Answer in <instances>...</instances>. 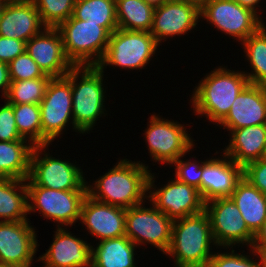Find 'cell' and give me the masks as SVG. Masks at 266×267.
<instances>
[{"instance_id": "6da1fadb", "label": "cell", "mask_w": 266, "mask_h": 267, "mask_svg": "<svg viewBox=\"0 0 266 267\" xmlns=\"http://www.w3.org/2000/svg\"><path fill=\"white\" fill-rule=\"evenodd\" d=\"M153 178L145 165L124 159L95 181L96 189L88 185L87 194L97 201L128 209L142 204L145 192L153 188Z\"/></svg>"}, {"instance_id": "7a4b0ae2", "label": "cell", "mask_w": 266, "mask_h": 267, "mask_svg": "<svg viewBox=\"0 0 266 267\" xmlns=\"http://www.w3.org/2000/svg\"><path fill=\"white\" fill-rule=\"evenodd\" d=\"M211 242L215 244L210 220L203 211L173 221L166 254L175 256L176 267H207L213 256L209 253Z\"/></svg>"}, {"instance_id": "3957f363", "label": "cell", "mask_w": 266, "mask_h": 267, "mask_svg": "<svg viewBox=\"0 0 266 267\" xmlns=\"http://www.w3.org/2000/svg\"><path fill=\"white\" fill-rule=\"evenodd\" d=\"M249 84L246 73L215 69L196 87L192 103L195 112L219 124L228 114L236 97Z\"/></svg>"}, {"instance_id": "277c9868", "label": "cell", "mask_w": 266, "mask_h": 267, "mask_svg": "<svg viewBox=\"0 0 266 267\" xmlns=\"http://www.w3.org/2000/svg\"><path fill=\"white\" fill-rule=\"evenodd\" d=\"M80 73L82 77L77 85ZM65 77L71 82L72 87L73 129L82 133L87 132L94 126L98 116L104 113L103 69L98 65L74 66Z\"/></svg>"}, {"instance_id": "5b68a950", "label": "cell", "mask_w": 266, "mask_h": 267, "mask_svg": "<svg viewBox=\"0 0 266 267\" xmlns=\"http://www.w3.org/2000/svg\"><path fill=\"white\" fill-rule=\"evenodd\" d=\"M57 29L62 37L65 54L74 66L99 65L111 35L104 27L71 16ZM92 56H96V59L92 60Z\"/></svg>"}, {"instance_id": "8992f818", "label": "cell", "mask_w": 266, "mask_h": 267, "mask_svg": "<svg viewBox=\"0 0 266 267\" xmlns=\"http://www.w3.org/2000/svg\"><path fill=\"white\" fill-rule=\"evenodd\" d=\"M158 45L150 32L118 28L110 35L106 53L98 66L101 69L105 64L128 69L143 68Z\"/></svg>"}, {"instance_id": "52a82bcc", "label": "cell", "mask_w": 266, "mask_h": 267, "mask_svg": "<svg viewBox=\"0 0 266 267\" xmlns=\"http://www.w3.org/2000/svg\"><path fill=\"white\" fill-rule=\"evenodd\" d=\"M46 145L34 146L31 160L30 172L26 179V186H42L55 190H87L81 169L69 162L54 159L47 153L43 158L39 151ZM40 157V158H39Z\"/></svg>"}, {"instance_id": "ba28073f", "label": "cell", "mask_w": 266, "mask_h": 267, "mask_svg": "<svg viewBox=\"0 0 266 267\" xmlns=\"http://www.w3.org/2000/svg\"><path fill=\"white\" fill-rule=\"evenodd\" d=\"M86 195L87 190H55L42 186H27V200L34 203L28 201V214L32 210H39L47 219H53L61 225H72L80 220L81 206Z\"/></svg>"}, {"instance_id": "9c48e42d", "label": "cell", "mask_w": 266, "mask_h": 267, "mask_svg": "<svg viewBox=\"0 0 266 267\" xmlns=\"http://www.w3.org/2000/svg\"><path fill=\"white\" fill-rule=\"evenodd\" d=\"M40 105L41 145H49L65 128L72 115L71 82L64 77L50 79Z\"/></svg>"}, {"instance_id": "30bf717a", "label": "cell", "mask_w": 266, "mask_h": 267, "mask_svg": "<svg viewBox=\"0 0 266 267\" xmlns=\"http://www.w3.org/2000/svg\"><path fill=\"white\" fill-rule=\"evenodd\" d=\"M173 220L155 207L140 205L126 209L125 235L136 245L149 242L166 253L171 242Z\"/></svg>"}, {"instance_id": "8fae6325", "label": "cell", "mask_w": 266, "mask_h": 267, "mask_svg": "<svg viewBox=\"0 0 266 267\" xmlns=\"http://www.w3.org/2000/svg\"><path fill=\"white\" fill-rule=\"evenodd\" d=\"M215 245L233 246L248 243L251 247L255 235L248 229L241 212L230 197L215 198L205 203Z\"/></svg>"}, {"instance_id": "7c38bea8", "label": "cell", "mask_w": 266, "mask_h": 267, "mask_svg": "<svg viewBox=\"0 0 266 267\" xmlns=\"http://www.w3.org/2000/svg\"><path fill=\"white\" fill-rule=\"evenodd\" d=\"M256 13L235 0H207L200 8V17L242 42L263 25Z\"/></svg>"}, {"instance_id": "4fadbf2b", "label": "cell", "mask_w": 266, "mask_h": 267, "mask_svg": "<svg viewBox=\"0 0 266 267\" xmlns=\"http://www.w3.org/2000/svg\"><path fill=\"white\" fill-rule=\"evenodd\" d=\"M146 140L150 156L162 163H173L193 147V141L185 132V127L170 120L152 115Z\"/></svg>"}, {"instance_id": "5bb4252c", "label": "cell", "mask_w": 266, "mask_h": 267, "mask_svg": "<svg viewBox=\"0 0 266 267\" xmlns=\"http://www.w3.org/2000/svg\"><path fill=\"white\" fill-rule=\"evenodd\" d=\"M152 205L173 221L202 213L205 202L197 188L175 179L148 196Z\"/></svg>"}, {"instance_id": "9a60e30c", "label": "cell", "mask_w": 266, "mask_h": 267, "mask_svg": "<svg viewBox=\"0 0 266 267\" xmlns=\"http://www.w3.org/2000/svg\"><path fill=\"white\" fill-rule=\"evenodd\" d=\"M26 42V52L48 76L64 77L74 67L67 58L57 28L46 27Z\"/></svg>"}, {"instance_id": "2e32d148", "label": "cell", "mask_w": 266, "mask_h": 267, "mask_svg": "<svg viewBox=\"0 0 266 267\" xmlns=\"http://www.w3.org/2000/svg\"><path fill=\"white\" fill-rule=\"evenodd\" d=\"M36 233L28 221H0V263L24 267L33 261Z\"/></svg>"}, {"instance_id": "e0dca14e", "label": "cell", "mask_w": 266, "mask_h": 267, "mask_svg": "<svg viewBox=\"0 0 266 267\" xmlns=\"http://www.w3.org/2000/svg\"><path fill=\"white\" fill-rule=\"evenodd\" d=\"M200 8L181 0H169L156 6L150 34L160 44L166 37L185 34L197 24Z\"/></svg>"}, {"instance_id": "ac0fdd59", "label": "cell", "mask_w": 266, "mask_h": 267, "mask_svg": "<svg viewBox=\"0 0 266 267\" xmlns=\"http://www.w3.org/2000/svg\"><path fill=\"white\" fill-rule=\"evenodd\" d=\"M80 220L101 240L125 236L126 209L85 196Z\"/></svg>"}, {"instance_id": "d6986e66", "label": "cell", "mask_w": 266, "mask_h": 267, "mask_svg": "<svg viewBox=\"0 0 266 267\" xmlns=\"http://www.w3.org/2000/svg\"><path fill=\"white\" fill-rule=\"evenodd\" d=\"M219 124L228 130L266 124V86L249 83Z\"/></svg>"}, {"instance_id": "ffe728a7", "label": "cell", "mask_w": 266, "mask_h": 267, "mask_svg": "<svg viewBox=\"0 0 266 267\" xmlns=\"http://www.w3.org/2000/svg\"><path fill=\"white\" fill-rule=\"evenodd\" d=\"M227 158L203 162L200 194L205 203L215 198L230 197L236 184L243 178V167Z\"/></svg>"}, {"instance_id": "44dd1931", "label": "cell", "mask_w": 266, "mask_h": 267, "mask_svg": "<svg viewBox=\"0 0 266 267\" xmlns=\"http://www.w3.org/2000/svg\"><path fill=\"white\" fill-rule=\"evenodd\" d=\"M45 25L32 0L5 4L0 17V35L27 42Z\"/></svg>"}, {"instance_id": "7402d4cb", "label": "cell", "mask_w": 266, "mask_h": 267, "mask_svg": "<svg viewBox=\"0 0 266 267\" xmlns=\"http://www.w3.org/2000/svg\"><path fill=\"white\" fill-rule=\"evenodd\" d=\"M57 227L54 242L39 260L48 267H91L93 246Z\"/></svg>"}, {"instance_id": "603a6c76", "label": "cell", "mask_w": 266, "mask_h": 267, "mask_svg": "<svg viewBox=\"0 0 266 267\" xmlns=\"http://www.w3.org/2000/svg\"><path fill=\"white\" fill-rule=\"evenodd\" d=\"M232 138L224 157L244 167L250 162L264 158L266 150V124L230 130Z\"/></svg>"}, {"instance_id": "cb8c5ba5", "label": "cell", "mask_w": 266, "mask_h": 267, "mask_svg": "<svg viewBox=\"0 0 266 267\" xmlns=\"http://www.w3.org/2000/svg\"><path fill=\"white\" fill-rule=\"evenodd\" d=\"M230 198L240 210L248 229L256 235L266 220V196L242 178Z\"/></svg>"}, {"instance_id": "d4e9b609", "label": "cell", "mask_w": 266, "mask_h": 267, "mask_svg": "<svg viewBox=\"0 0 266 267\" xmlns=\"http://www.w3.org/2000/svg\"><path fill=\"white\" fill-rule=\"evenodd\" d=\"M135 246L126 235L101 240L92 248L91 267H135Z\"/></svg>"}, {"instance_id": "484cf974", "label": "cell", "mask_w": 266, "mask_h": 267, "mask_svg": "<svg viewBox=\"0 0 266 267\" xmlns=\"http://www.w3.org/2000/svg\"><path fill=\"white\" fill-rule=\"evenodd\" d=\"M27 140L0 141V178L26 180L34 145Z\"/></svg>"}, {"instance_id": "4316f807", "label": "cell", "mask_w": 266, "mask_h": 267, "mask_svg": "<svg viewBox=\"0 0 266 267\" xmlns=\"http://www.w3.org/2000/svg\"><path fill=\"white\" fill-rule=\"evenodd\" d=\"M26 180L0 178V218L3 222L27 220L28 200ZM21 190L19 194L16 190Z\"/></svg>"}, {"instance_id": "83f0119b", "label": "cell", "mask_w": 266, "mask_h": 267, "mask_svg": "<svg viewBox=\"0 0 266 267\" xmlns=\"http://www.w3.org/2000/svg\"><path fill=\"white\" fill-rule=\"evenodd\" d=\"M118 28L150 32L155 7L144 0H115Z\"/></svg>"}, {"instance_id": "f1b7e54d", "label": "cell", "mask_w": 266, "mask_h": 267, "mask_svg": "<svg viewBox=\"0 0 266 267\" xmlns=\"http://www.w3.org/2000/svg\"><path fill=\"white\" fill-rule=\"evenodd\" d=\"M72 17L97 23L110 34L118 29L115 0H76Z\"/></svg>"}, {"instance_id": "f546056e", "label": "cell", "mask_w": 266, "mask_h": 267, "mask_svg": "<svg viewBox=\"0 0 266 267\" xmlns=\"http://www.w3.org/2000/svg\"><path fill=\"white\" fill-rule=\"evenodd\" d=\"M266 27L264 24L243 41L247 58L255 73L246 74L250 84L266 86Z\"/></svg>"}, {"instance_id": "4dcf8cb0", "label": "cell", "mask_w": 266, "mask_h": 267, "mask_svg": "<svg viewBox=\"0 0 266 267\" xmlns=\"http://www.w3.org/2000/svg\"><path fill=\"white\" fill-rule=\"evenodd\" d=\"M52 77L34 78L30 80L11 81L7 102L16 104H40L45 96L47 85Z\"/></svg>"}, {"instance_id": "1f68e13d", "label": "cell", "mask_w": 266, "mask_h": 267, "mask_svg": "<svg viewBox=\"0 0 266 267\" xmlns=\"http://www.w3.org/2000/svg\"><path fill=\"white\" fill-rule=\"evenodd\" d=\"M16 127L19 134L34 146L41 145V116L39 104L14 105ZM29 135V136H28Z\"/></svg>"}, {"instance_id": "d6a6232c", "label": "cell", "mask_w": 266, "mask_h": 267, "mask_svg": "<svg viewBox=\"0 0 266 267\" xmlns=\"http://www.w3.org/2000/svg\"><path fill=\"white\" fill-rule=\"evenodd\" d=\"M45 27L57 28L73 14L76 0H32Z\"/></svg>"}, {"instance_id": "836d02e7", "label": "cell", "mask_w": 266, "mask_h": 267, "mask_svg": "<svg viewBox=\"0 0 266 267\" xmlns=\"http://www.w3.org/2000/svg\"><path fill=\"white\" fill-rule=\"evenodd\" d=\"M9 77L11 81L30 80L34 78L51 77L46 75L25 51L9 64Z\"/></svg>"}, {"instance_id": "e575fe53", "label": "cell", "mask_w": 266, "mask_h": 267, "mask_svg": "<svg viewBox=\"0 0 266 267\" xmlns=\"http://www.w3.org/2000/svg\"><path fill=\"white\" fill-rule=\"evenodd\" d=\"M24 139L18 132L16 127L14 105L5 102V105L0 108V141H16Z\"/></svg>"}, {"instance_id": "d590c367", "label": "cell", "mask_w": 266, "mask_h": 267, "mask_svg": "<svg viewBox=\"0 0 266 267\" xmlns=\"http://www.w3.org/2000/svg\"><path fill=\"white\" fill-rule=\"evenodd\" d=\"M179 157L172 164L176 165V179L188 185L194 186L200 192L201 177L203 173V162L193 163L190 161L184 162Z\"/></svg>"}, {"instance_id": "8d00e7d4", "label": "cell", "mask_w": 266, "mask_h": 267, "mask_svg": "<svg viewBox=\"0 0 266 267\" xmlns=\"http://www.w3.org/2000/svg\"><path fill=\"white\" fill-rule=\"evenodd\" d=\"M243 178L266 196V159L261 158L245 165Z\"/></svg>"}, {"instance_id": "74e56055", "label": "cell", "mask_w": 266, "mask_h": 267, "mask_svg": "<svg viewBox=\"0 0 266 267\" xmlns=\"http://www.w3.org/2000/svg\"><path fill=\"white\" fill-rule=\"evenodd\" d=\"M207 267H260L259 263L242 254H214Z\"/></svg>"}, {"instance_id": "f35d334b", "label": "cell", "mask_w": 266, "mask_h": 267, "mask_svg": "<svg viewBox=\"0 0 266 267\" xmlns=\"http://www.w3.org/2000/svg\"><path fill=\"white\" fill-rule=\"evenodd\" d=\"M26 51V42L0 35V61L9 64Z\"/></svg>"}, {"instance_id": "ab89813d", "label": "cell", "mask_w": 266, "mask_h": 267, "mask_svg": "<svg viewBox=\"0 0 266 267\" xmlns=\"http://www.w3.org/2000/svg\"><path fill=\"white\" fill-rule=\"evenodd\" d=\"M11 80L9 77V66L5 62L0 61V88L4 93V98L7 96Z\"/></svg>"}, {"instance_id": "60d3db41", "label": "cell", "mask_w": 266, "mask_h": 267, "mask_svg": "<svg viewBox=\"0 0 266 267\" xmlns=\"http://www.w3.org/2000/svg\"><path fill=\"white\" fill-rule=\"evenodd\" d=\"M252 245L266 246V220L264 221L261 229L256 233Z\"/></svg>"}, {"instance_id": "b9f144b4", "label": "cell", "mask_w": 266, "mask_h": 267, "mask_svg": "<svg viewBox=\"0 0 266 267\" xmlns=\"http://www.w3.org/2000/svg\"><path fill=\"white\" fill-rule=\"evenodd\" d=\"M252 252L257 253L260 257L259 265L260 267H266V246L262 245H252Z\"/></svg>"}, {"instance_id": "7bdbcfd3", "label": "cell", "mask_w": 266, "mask_h": 267, "mask_svg": "<svg viewBox=\"0 0 266 267\" xmlns=\"http://www.w3.org/2000/svg\"><path fill=\"white\" fill-rule=\"evenodd\" d=\"M238 4L241 6L247 7L252 9L254 12H256V5L259 3L260 0H235Z\"/></svg>"}, {"instance_id": "ee69618b", "label": "cell", "mask_w": 266, "mask_h": 267, "mask_svg": "<svg viewBox=\"0 0 266 267\" xmlns=\"http://www.w3.org/2000/svg\"><path fill=\"white\" fill-rule=\"evenodd\" d=\"M181 1L195 4L196 6L201 8L206 3L207 0H181Z\"/></svg>"}, {"instance_id": "f6af8a7d", "label": "cell", "mask_w": 266, "mask_h": 267, "mask_svg": "<svg viewBox=\"0 0 266 267\" xmlns=\"http://www.w3.org/2000/svg\"><path fill=\"white\" fill-rule=\"evenodd\" d=\"M146 3L153 5L154 7L160 6L169 0H144Z\"/></svg>"}, {"instance_id": "bcb514c9", "label": "cell", "mask_w": 266, "mask_h": 267, "mask_svg": "<svg viewBox=\"0 0 266 267\" xmlns=\"http://www.w3.org/2000/svg\"><path fill=\"white\" fill-rule=\"evenodd\" d=\"M2 2H4L5 4H9V3H16V2H20L23 0H1Z\"/></svg>"}, {"instance_id": "7dc6e473", "label": "cell", "mask_w": 266, "mask_h": 267, "mask_svg": "<svg viewBox=\"0 0 266 267\" xmlns=\"http://www.w3.org/2000/svg\"><path fill=\"white\" fill-rule=\"evenodd\" d=\"M4 6H5V3L0 0V17H1V13H2Z\"/></svg>"}, {"instance_id": "c3c4849f", "label": "cell", "mask_w": 266, "mask_h": 267, "mask_svg": "<svg viewBox=\"0 0 266 267\" xmlns=\"http://www.w3.org/2000/svg\"><path fill=\"white\" fill-rule=\"evenodd\" d=\"M0 267H16V266L0 263Z\"/></svg>"}, {"instance_id": "681fc988", "label": "cell", "mask_w": 266, "mask_h": 267, "mask_svg": "<svg viewBox=\"0 0 266 267\" xmlns=\"http://www.w3.org/2000/svg\"><path fill=\"white\" fill-rule=\"evenodd\" d=\"M31 265H32V264L30 263V264H28V265H26V266H24V267H31ZM44 267H48V266L45 265Z\"/></svg>"}]
</instances>
